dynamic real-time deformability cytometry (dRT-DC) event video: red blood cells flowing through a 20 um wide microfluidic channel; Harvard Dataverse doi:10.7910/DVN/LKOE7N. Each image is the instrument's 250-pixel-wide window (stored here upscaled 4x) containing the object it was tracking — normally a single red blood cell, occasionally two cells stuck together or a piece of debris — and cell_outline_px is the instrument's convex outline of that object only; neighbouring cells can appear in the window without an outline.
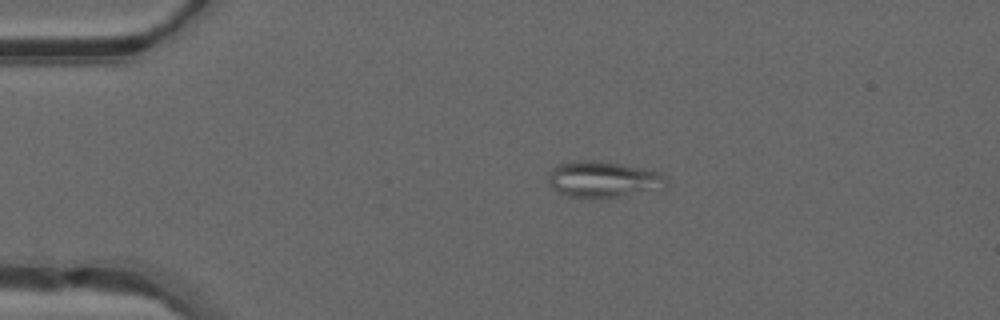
{"species": "common noctule bat (a hibernating species)", "species_latin": "Nyctalus noctula", "temperature_condition": "warm", "stored_images_in_passage": 32, "camera_frame_rate_fps": 3000, "um_per_image_px": 0.085, "animal": {"sex": "male", "forearm_length_mm": 52.5}, "frame": {"image": 1, "passage_image": 1, "time_ms": 0.0, "image_size_px": [1000, 320], "cell_outline_px": [[664, 180], [648, 188], [620, 196], [604, 200], [568, 196], [556, 192], [548, 184], [548, 176], [552, 168], [556, 164], [576, 160], [600, 160], [620, 164], [656, 172], [664, 176]], "centroid_in_image_um": [50.99, 15.24], "position_along_channel_um": 34.0, "area_um2": 24.1}}
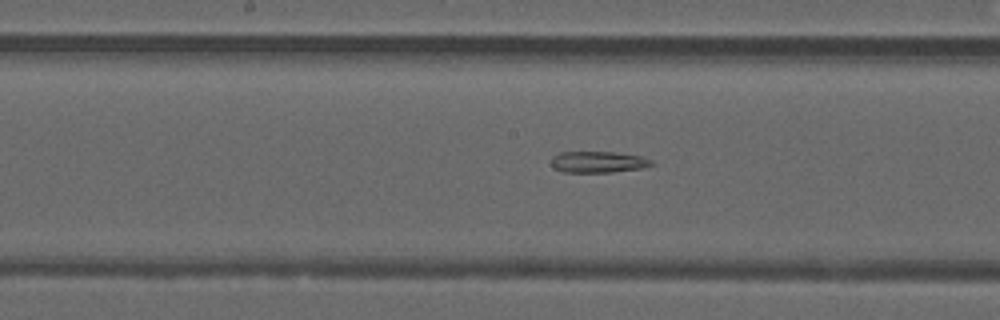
{"frame": {"image": 2, "passage_image": 16, "time_ms": 5.0, "image_size_px": [1000, 320], "cell_outline_px": [[652, 164], [644, 168], [612, 172], [564, 172], [552, 168], [552, 156], [560, 152], [612, 152], [640, 156], [652, 160]], "centroid_in_image_um": [50.81, 13.77], "position_along_channel_um": 197.4, "area_um2": 12.43}}
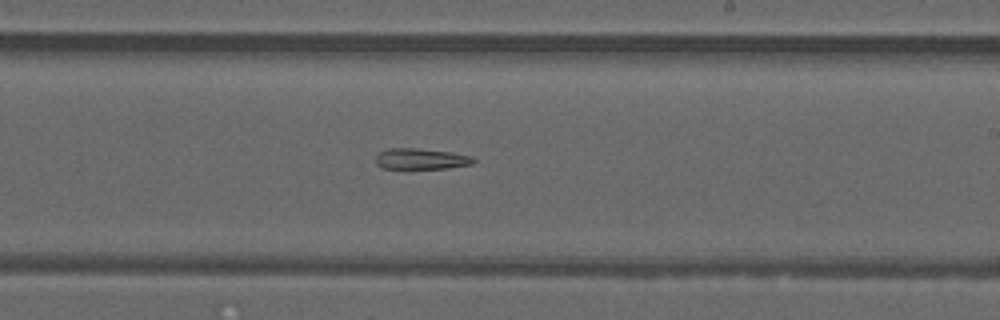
{"frame": {"image": 3, "passage_image": 20, "time_ms": 6.333, "image_size_px": [1000, 320], "cell_outline_px": [[476, 160], [472, 164], [448, 168], [384, 168], [376, 164], [376, 156], [380, 152], [388, 148], [416, 148], [452, 152], [472, 156]], "centroid_in_image_um": [35.81, 13.49], "position_along_channel_um": 253.2, "area_um2": 11.85}}